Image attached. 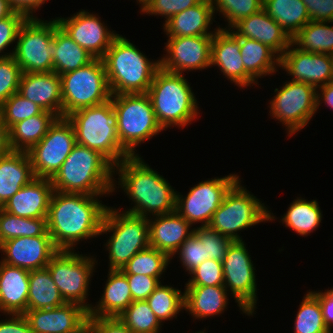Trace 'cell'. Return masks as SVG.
Returning a JSON list of instances; mask_svg holds the SVG:
<instances>
[{
    "label": "cell",
    "mask_w": 333,
    "mask_h": 333,
    "mask_svg": "<svg viewBox=\"0 0 333 333\" xmlns=\"http://www.w3.org/2000/svg\"><path fill=\"white\" fill-rule=\"evenodd\" d=\"M103 195H85L54 191L47 215V229L58 250L76 251L80 241L100 236L108 206Z\"/></svg>",
    "instance_id": "obj_1"
},
{
    "label": "cell",
    "mask_w": 333,
    "mask_h": 333,
    "mask_svg": "<svg viewBox=\"0 0 333 333\" xmlns=\"http://www.w3.org/2000/svg\"><path fill=\"white\" fill-rule=\"evenodd\" d=\"M114 174L119 175V181H116L118 184L114 182L113 192L115 188H121L134 204L124 212L148 218L176 210L177 191L158 171L145 163L141 155L130 156L115 165Z\"/></svg>",
    "instance_id": "obj_2"
},
{
    "label": "cell",
    "mask_w": 333,
    "mask_h": 333,
    "mask_svg": "<svg viewBox=\"0 0 333 333\" xmlns=\"http://www.w3.org/2000/svg\"><path fill=\"white\" fill-rule=\"evenodd\" d=\"M114 166L98 151L75 144L50 179L54 191L85 195L113 193Z\"/></svg>",
    "instance_id": "obj_3"
},
{
    "label": "cell",
    "mask_w": 333,
    "mask_h": 333,
    "mask_svg": "<svg viewBox=\"0 0 333 333\" xmlns=\"http://www.w3.org/2000/svg\"><path fill=\"white\" fill-rule=\"evenodd\" d=\"M111 95L147 93L160 60L150 61L136 45L118 35L102 58Z\"/></svg>",
    "instance_id": "obj_4"
},
{
    "label": "cell",
    "mask_w": 333,
    "mask_h": 333,
    "mask_svg": "<svg viewBox=\"0 0 333 333\" xmlns=\"http://www.w3.org/2000/svg\"><path fill=\"white\" fill-rule=\"evenodd\" d=\"M146 94L163 130L172 126L183 129L200 114L198 101L184 74L160 67Z\"/></svg>",
    "instance_id": "obj_5"
},
{
    "label": "cell",
    "mask_w": 333,
    "mask_h": 333,
    "mask_svg": "<svg viewBox=\"0 0 333 333\" xmlns=\"http://www.w3.org/2000/svg\"><path fill=\"white\" fill-rule=\"evenodd\" d=\"M66 118L73 125L76 143L98 151L113 166L130 157L118 138L117 115L111 99L76 110Z\"/></svg>",
    "instance_id": "obj_6"
},
{
    "label": "cell",
    "mask_w": 333,
    "mask_h": 333,
    "mask_svg": "<svg viewBox=\"0 0 333 333\" xmlns=\"http://www.w3.org/2000/svg\"><path fill=\"white\" fill-rule=\"evenodd\" d=\"M107 232H112L104 244L109 252V269L121 270L136 253L149 246L148 218L121 208L107 207L100 235Z\"/></svg>",
    "instance_id": "obj_7"
},
{
    "label": "cell",
    "mask_w": 333,
    "mask_h": 333,
    "mask_svg": "<svg viewBox=\"0 0 333 333\" xmlns=\"http://www.w3.org/2000/svg\"><path fill=\"white\" fill-rule=\"evenodd\" d=\"M262 201L249 192L239 179L226 193L223 202L213 213L209 227L233 241H243L237 233L277 217Z\"/></svg>",
    "instance_id": "obj_8"
},
{
    "label": "cell",
    "mask_w": 333,
    "mask_h": 333,
    "mask_svg": "<svg viewBox=\"0 0 333 333\" xmlns=\"http://www.w3.org/2000/svg\"><path fill=\"white\" fill-rule=\"evenodd\" d=\"M117 115V133L122 148L130 156H139L135 149L144 141L164 131L157 122L149 96L145 94L111 95Z\"/></svg>",
    "instance_id": "obj_9"
},
{
    "label": "cell",
    "mask_w": 333,
    "mask_h": 333,
    "mask_svg": "<svg viewBox=\"0 0 333 333\" xmlns=\"http://www.w3.org/2000/svg\"><path fill=\"white\" fill-rule=\"evenodd\" d=\"M62 117L85 107L96 106L111 98L106 69L102 59L94 58L87 65L60 75Z\"/></svg>",
    "instance_id": "obj_10"
},
{
    "label": "cell",
    "mask_w": 333,
    "mask_h": 333,
    "mask_svg": "<svg viewBox=\"0 0 333 333\" xmlns=\"http://www.w3.org/2000/svg\"><path fill=\"white\" fill-rule=\"evenodd\" d=\"M58 21L27 18L21 26L13 57L23 73L53 72V39Z\"/></svg>",
    "instance_id": "obj_11"
},
{
    "label": "cell",
    "mask_w": 333,
    "mask_h": 333,
    "mask_svg": "<svg viewBox=\"0 0 333 333\" xmlns=\"http://www.w3.org/2000/svg\"><path fill=\"white\" fill-rule=\"evenodd\" d=\"M97 262L94 256L67 250H59L51 258L46 268L66 303H76L90 310L92 305L86 301Z\"/></svg>",
    "instance_id": "obj_12"
},
{
    "label": "cell",
    "mask_w": 333,
    "mask_h": 333,
    "mask_svg": "<svg viewBox=\"0 0 333 333\" xmlns=\"http://www.w3.org/2000/svg\"><path fill=\"white\" fill-rule=\"evenodd\" d=\"M276 94L269 103L270 116L285 126L288 137L304 129L317 112L316 88L310 84L287 81L275 88Z\"/></svg>",
    "instance_id": "obj_13"
},
{
    "label": "cell",
    "mask_w": 333,
    "mask_h": 333,
    "mask_svg": "<svg viewBox=\"0 0 333 333\" xmlns=\"http://www.w3.org/2000/svg\"><path fill=\"white\" fill-rule=\"evenodd\" d=\"M246 248L245 241H233L228 247L222 261L224 287L228 293L231 292L243 314L254 316L258 300L257 283L255 266Z\"/></svg>",
    "instance_id": "obj_14"
},
{
    "label": "cell",
    "mask_w": 333,
    "mask_h": 333,
    "mask_svg": "<svg viewBox=\"0 0 333 333\" xmlns=\"http://www.w3.org/2000/svg\"><path fill=\"white\" fill-rule=\"evenodd\" d=\"M237 174L215 177L191 187L186 196L176 193V211L191 225L208 226L226 193L240 179Z\"/></svg>",
    "instance_id": "obj_15"
},
{
    "label": "cell",
    "mask_w": 333,
    "mask_h": 333,
    "mask_svg": "<svg viewBox=\"0 0 333 333\" xmlns=\"http://www.w3.org/2000/svg\"><path fill=\"white\" fill-rule=\"evenodd\" d=\"M75 144L73 125L66 117L57 118L47 134L27 152L35 177L51 179Z\"/></svg>",
    "instance_id": "obj_16"
},
{
    "label": "cell",
    "mask_w": 333,
    "mask_h": 333,
    "mask_svg": "<svg viewBox=\"0 0 333 333\" xmlns=\"http://www.w3.org/2000/svg\"><path fill=\"white\" fill-rule=\"evenodd\" d=\"M212 39L213 35L168 37L160 67L180 74L210 68Z\"/></svg>",
    "instance_id": "obj_17"
},
{
    "label": "cell",
    "mask_w": 333,
    "mask_h": 333,
    "mask_svg": "<svg viewBox=\"0 0 333 333\" xmlns=\"http://www.w3.org/2000/svg\"><path fill=\"white\" fill-rule=\"evenodd\" d=\"M58 25L93 58L102 59L119 35L108 29L98 14L80 10L71 17L56 18Z\"/></svg>",
    "instance_id": "obj_18"
},
{
    "label": "cell",
    "mask_w": 333,
    "mask_h": 333,
    "mask_svg": "<svg viewBox=\"0 0 333 333\" xmlns=\"http://www.w3.org/2000/svg\"><path fill=\"white\" fill-rule=\"evenodd\" d=\"M279 68L292 77L291 81L307 83L316 89L333 81L330 54L306 52L293 43L280 56Z\"/></svg>",
    "instance_id": "obj_19"
},
{
    "label": "cell",
    "mask_w": 333,
    "mask_h": 333,
    "mask_svg": "<svg viewBox=\"0 0 333 333\" xmlns=\"http://www.w3.org/2000/svg\"><path fill=\"white\" fill-rule=\"evenodd\" d=\"M211 42L210 67L218 66L223 75L240 89L256 85V81L245 71L240 53V37L220 25Z\"/></svg>",
    "instance_id": "obj_20"
},
{
    "label": "cell",
    "mask_w": 333,
    "mask_h": 333,
    "mask_svg": "<svg viewBox=\"0 0 333 333\" xmlns=\"http://www.w3.org/2000/svg\"><path fill=\"white\" fill-rule=\"evenodd\" d=\"M1 262L28 271L46 268L59 251L51 236L17 237L3 242Z\"/></svg>",
    "instance_id": "obj_21"
},
{
    "label": "cell",
    "mask_w": 333,
    "mask_h": 333,
    "mask_svg": "<svg viewBox=\"0 0 333 333\" xmlns=\"http://www.w3.org/2000/svg\"><path fill=\"white\" fill-rule=\"evenodd\" d=\"M33 333H78L87 325L88 311L76 303L24 313Z\"/></svg>",
    "instance_id": "obj_22"
},
{
    "label": "cell",
    "mask_w": 333,
    "mask_h": 333,
    "mask_svg": "<svg viewBox=\"0 0 333 333\" xmlns=\"http://www.w3.org/2000/svg\"><path fill=\"white\" fill-rule=\"evenodd\" d=\"M230 30L238 37L254 39L267 45L279 57L292 43V38L264 9L239 20Z\"/></svg>",
    "instance_id": "obj_23"
},
{
    "label": "cell",
    "mask_w": 333,
    "mask_h": 333,
    "mask_svg": "<svg viewBox=\"0 0 333 333\" xmlns=\"http://www.w3.org/2000/svg\"><path fill=\"white\" fill-rule=\"evenodd\" d=\"M148 224L149 246L164 252L171 260L175 257L178 248L194 230V228L191 229L192 225L176 210L148 217Z\"/></svg>",
    "instance_id": "obj_24"
},
{
    "label": "cell",
    "mask_w": 333,
    "mask_h": 333,
    "mask_svg": "<svg viewBox=\"0 0 333 333\" xmlns=\"http://www.w3.org/2000/svg\"><path fill=\"white\" fill-rule=\"evenodd\" d=\"M18 93L44 111L62 117L61 78L57 73H22Z\"/></svg>",
    "instance_id": "obj_25"
},
{
    "label": "cell",
    "mask_w": 333,
    "mask_h": 333,
    "mask_svg": "<svg viewBox=\"0 0 333 333\" xmlns=\"http://www.w3.org/2000/svg\"><path fill=\"white\" fill-rule=\"evenodd\" d=\"M54 188L47 178H34L2 207L6 212L25 218H47Z\"/></svg>",
    "instance_id": "obj_26"
},
{
    "label": "cell",
    "mask_w": 333,
    "mask_h": 333,
    "mask_svg": "<svg viewBox=\"0 0 333 333\" xmlns=\"http://www.w3.org/2000/svg\"><path fill=\"white\" fill-rule=\"evenodd\" d=\"M30 271L0 261V312L24 314L28 310Z\"/></svg>",
    "instance_id": "obj_27"
},
{
    "label": "cell",
    "mask_w": 333,
    "mask_h": 333,
    "mask_svg": "<svg viewBox=\"0 0 333 333\" xmlns=\"http://www.w3.org/2000/svg\"><path fill=\"white\" fill-rule=\"evenodd\" d=\"M212 0H202L199 4L179 12L166 21L163 26L167 37L214 35L209 31L214 21Z\"/></svg>",
    "instance_id": "obj_28"
},
{
    "label": "cell",
    "mask_w": 333,
    "mask_h": 333,
    "mask_svg": "<svg viewBox=\"0 0 333 333\" xmlns=\"http://www.w3.org/2000/svg\"><path fill=\"white\" fill-rule=\"evenodd\" d=\"M35 177L27 152L11 151L0 158V208Z\"/></svg>",
    "instance_id": "obj_29"
},
{
    "label": "cell",
    "mask_w": 333,
    "mask_h": 333,
    "mask_svg": "<svg viewBox=\"0 0 333 333\" xmlns=\"http://www.w3.org/2000/svg\"><path fill=\"white\" fill-rule=\"evenodd\" d=\"M108 273L102 296L88 316L118 317L133 302L125 273L117 269H109Z\"/></svg>",
    "instance_id": "obj_30"
},
{
    "label": "cell",
    "mask_w": 333,
    "mask_h": 333,
    "mask_svg": "<svg viewBox=\"0 0 333 333\" xmlns=\"http://www.w3.org/2000/svg\"><path fill=\"white\" fill-rule=\"evenodd\" d=\"M184 310L196 320L224 313L229 296L224 286H185Z\"/></svg>",
    "instance_id": "obj_31"
},
{
    "label": "cell",
    "mask_w": 333,
    "mask_h": 333,
    "mask_svg": "<svg viewBox=\"0 0 333 333\" xmlns=\"http://www.w3.org/2000/svg\"><path fill=\"white\" fill-rule=\"evenodd\" d=\"M240 53L245 71L258 83L259 78L278 72L280 57L267 45L240 37Z\"/></svg>",
    "instance_id": "obj_32"
},
{
    "label": "cell",
    "mask_w": 333,
    "mask_h": 333,
    "mask_svg": "<svg viewBox=\"0 0 333 333\" xmlns=\"http://www.w3.org/2000/svg\"><path fill=\"white\" fill-rule=\"evenodd\" d=\"M58 117L43 111L39 115L19 121L9 128V142L12 151L28 152L46 134Z\"/></svg>",
    "instance_id": "obj_33"
},
{
    "label": "cell",
    "mask_w": 333,
    "mask_h": 333,
    "mask_svg": "<svg viewBox=\"0 0 333 333\" xmlns=\"http://www.w3.org/2000/svg\"><path fill=\"white\" fill-rule=\"evenodd\" d=\"M53 72L58 75L87 65L94 58L58 25L53 39Z\"/></svg>",
    "instance_id": "obj_34"
},
{
    "label": "cell",
    "mask_w": 333,
    "mask_h": 333,
    "mask_svg": "<svg viewBox=\"0 0 333 333\" xmlns=\"http://www.w3.org/2000/svg\"><path fill=\"white\" fill-rule=\"evenodd\" d=\"M263 9L291 38L311 21L301 0H263Z\"/></svg>",
    "instance_id": "obj_35"
},
{
    "label": "cell",
    "mask_w": 333,
    "mask_h": 333,
    "mask_svg": "<svg viewBox=\"0 0 333 333\" xmlns=\"http://www.w3.org/2000/svg\"><path fill=\"white\" fill-rule=\"evenodd\" d=\"M65 303L47 268L30 271L28 310L51 309Z\"/></svg>",
    "instance_id": "obj_36"
},
{
    "label": "cell",
    "mask_w": 333,
    "mask_h": 333,
    "mask_svg": "<svg viewBox=\"0 0 333 333\" xmlns=\"http://www.w3.org/2000/svg\"><path fill=\"white\" fill-rule=\"evenodd\" d=\"M296 198L289 205L286 213L281 216L280 222L298 235L307 236L320 226L323 214L317 200L307 201L301 197Z\"/></svg>",
    "instance_id": "obj_37"
},
{
    "label": "cell",
    "mask_w": 333,
    "mask_h": 333,
    "mask_svg": "<svg viewBox=\"0 0 333 333\" xmlns=\"http://www.w3.org/2000/svg\"><path fill=\"white\" fill-rule=\"evenodd\" d=\"M332 22H308L293 38L292 43L299 49L311 53H333Z\"/></svg>",
    "instance_id": "obj_38"
},
{
    "label": "cell",
    "mask_w": 333,
    "mask_h": 333,
    "mask_svg": "<svg viewBox=\"0 0 333 333\" xmlns=\"http://www.w3.org/2000/svg\"><path fill=\"white\" fill-rule=\"evenodd\" d=\"M24 236H50L47 218L19 217L0 208V245L10 239Z\"/></svg>",
    "instance_id": "obj_39"
},
{
    "label": "cell",
    "mask_w": 333,
    "mask_h": 333,
    "mask_svg": "<svg viewBox=\"0 0 333 333\" xmlns=\"http://www.w3.org/2000/svg\"><path fill=\"white\" fill-rule=\"evenodd\" d=\"M146 301L161 324L165 320L177 319V314L184 310V292L162 283Z\"/></svg>",
    "instance_id": "obj_40"
},
{
    "label": "cell",
    "mask_w": 333,
    "mask_h": 333,
    "mask_svg": "<svg viewBox=\"0 0 333 333\" xmlns=\"http://www.w3.org/2000/svg\"><path fill=\"white\" fill-rule=\"evenodd\" d=\"M170 261L171 258L167 254L148 246L136 253L121 270L125 274L161 277Z\"/></svg>",
    "instance_id": "obj_41"
},
{
    "label": "cell",
    "mask_w": 333,
    "mask_h": 333,
    "mask_svg": "<svg viewBox=\"0 0 333 333\" xmlns=\"http://www.w3.org/2000/svg\"><path fill=\"white\" fill-rule=\"evenodd\" d=\"M294 333H331L324 323L318 298L309 290L299 305Z\"/></svg>",
    "instance_id": "obj_42"
},
{
    "label": "cell",
    "mask_w": 333,
    "mask_h": 333,
    "mask_svg": "<svg viewBox=\"0 0 333 333\" xmlns=\"http://www.w3.org/2000/svg\"><path fill=\"white\" fill-rule=\"evenodd\" d=\"M118 318L133 333H159L160 321L156 318L146 300L133 301Z\"/></svg>",
    "instance_id": "obj_43"
},
{
    "label": "cell",
    "mask_w": 333,
    "mask_h": 333,
    "mask_svg": "<svg viewBox=\"0 0 333 333\" xmlns=\"http://www.w3.org/2000/svg\"><path fill=\"white\" fill-rule=\"evenodd\" d=\"M213 13L219 12L228 26L222 29H230L239 20L263 9V0H212Z\"/></svg>",
    "instance_id": "obj_44"
},
{
    "label": "cell",
    "mask_w": 333,
    "mask_h": 333,
    "mask_svg": "<svg viewBox=\"0 0 333 333\" xmlns=\"http://www.w3.org/2000/svg\"><path fill=\"white\" fill-rule=\"evenodd\" d=\"M43 111L41 107L24 98L18 92L0 106V113L8 128L19 121L39 115Z\"/></svg>",
    "instance_id": "obj_45"
},
{
    "label": "cell",
    "mask_w": 333,
    "mask_h": 333,
    "mask_svg": "<svg viewBox=\"0 0 333 333\" xmlns=\"http://www.w3.org/2000/svg\"><path fill=\"white\" fill-rule=\"evenodd\" d=\"M193 233L205 246L206 260L211 259L221 262L224 260L227 249L233 242L232 239L221 235L209 226H197V228H194Z\"/></svg>",
    "instance_id": "obj_46"
},
{
    "label": "cell",
    "mask_w": 333,
    "mask_h": 333,
    "mask_svg": "<svg viewBox=\"0 0 333 333\" xmlns=\"http://www.w3.org/2000/svg\"><path fill=\"white\" fill-rule=\"evenodd\" d=\"M185 286H224L222 262L207 259L190 273Z\"/></svg>",
    "instance_id": "obj_47"
},
{
    "label": "cell",
    "mask_w": 333,
    "mask_h": 333,
    "mask_svg": "<svg viewBox=\"0 0 333 333\" xmlns=\"http://www.w3.org/2000/svg\"><path fill=\"white\" fill-rule=\"evenodd\" d=\"M22 73L13 56L0 59V106L18 92Z\"/></svg>",
    "instance_id": "obj_48"
},
{
    "label": "cell",
    "mask_w": 333,
    "mask_h": 333,
    "mask_svg": "<svg viewBox=\"0 0 333 333\" xmlns=\"http://www.w3.org/2000/svg\"><path fill=\"white\" fill-rule=\"evenodd\" d=\"M202 0H147L141 8L142 14L160 15L168 21L175 14L199 4Z\"/></svg>",
    "instance_id": "obj_49"
},
{
    "label": "cell",
    "mask_w": 333,
    "mask_h": 333,
    "mask_svg": "<svg viewBox=\"0 0 333 333\" xmlns=\"http://www.w3.org/2000/svg\"><path fill=\"white\" fill-rule=\"evenodd\" d=\"M175 254L179 255L177 257L180 258V263L188 274L206 260L205 246L194 233L187 238Z\"/></svg>",
    "instance_id": "obj_50"
},
{
    "label": "cell",
    "mask_w": 333,
    "mask_h": 333,
    "mask_svg": "<svg viewBox=\"0 0 333 333\" xmlns=\"http://www.w3.org/2000/svg\"><path fill=\"white\" fill-rule=\"evenodd\" d=\"M27 18L25 14L15 11L11 16L0 20V59L13 55V50L8 53L4 50L17 40L19 30Z\"/></svg>",
    "instance_id": "obj_51"
},
{
    "label": "cell",
    "mask_w": 333,
    "mask_h": 333,
    "mask_svg": "<svg viewBox=\"0 0 333 333\" xmlns=\"http://www.w3.org/2000/svg\"><path fill=\"white\" fill-rule=\"evenodd\" d=\"M131 290L133 301L146 300L162 283L161 277H152L138 274H125Z\"/></svg>",
    "instance_id": "obj_52"
},
{
    "label": "cell",
    "mask_w": 333,
    "mask_h": 333,
    "mask_svg": "<svg viewBox=\"0 0 333 333\" xmlns=\"http://www.w3.org/2000/svg\"><path fill=\"white\" fill-rule=\"evenodd\" d=\"M87 325L92 333H133L118 317L88 316Z\"/></svg>",
    "instance_id": "obj_53"
},
{
    "label": "cell",
    "mask_w": 333,
    "mask_h": 333,
    "mask_svg": "<svg viewBox=\"0 0 333 333\" xmlns=\"http://www.w3.org/2000/svg\"><path fill=\"white\" fill-rule=\"evenodd\" d=\"M305 5L310 20L333 23V0H301Z\"/></svg>",
    "instance_id": "obj_54"
},
{
    "label": "cell",
    "mask_w": 333,
    "mask_h": 333,
    "mask_svg": "<svg viewBox=\"0 0 333 333\" xmlns=\"http://www.w3.org/2000/svg\"><path fill=\"white\" fill-rule=\"evenodd\" d=\"M5 320H0V333H33L24 314H6Z\"/></svg>",
    "instance_id": "obj_55"
},
{
    "label": "cell",
    "mask_w": 333,
    "mask_h": 333,
    "mask_svg": "<svg viewBox=\"0 0 333 333\" xmlns=\"http://www.w3.org/2000/svg\"><path fill=\"white\" fill-rule=\"evenodd\" d=\"M319 300L323 320L325 325L327 326L328 330L332 332L333 327V288L330 290L326 289L324 292L321 291H311Z\"/></svg>",
    "instance_id": "obj_56"
},
{
    "label": "cell",
    "mask_w": 333,
    "mask_h": 333,
    "mask_svg": "<svg viewBox=\"0 0 333 333\" xmlns=\"http://www.w3.org/2000/svg\"><path fill=\"white\" fill-rule=\"evenodd\" d=\"M46 1L48 0H8L15 11L25 14L28 18L36 17L33 13H36Z\"/></svg>",
    "instance_id": "obj_57"
},
{
    "label": "cell",
    "mask_w": 333,
    "mask_h": 333,
    "mask_svg": "<svg viewBox=\"0 0 333 333\" xmlns=\"http://www.w3.org/2000/svg\"><path fill=\"white\" fill-rule=\"evenodd\" d=\"M322 103L333 110V81L316 89V110L319 109Z\"/></svg>",
    "instance_id": "obj_58"
},
{
    "label": "cell",
    "mask_w": 333,
    "mask_h": 333,
    "mask_svg": "<svg viewBox=\"0 0 333 333\" xmlns=\"http://www.w3.org/2000/svg\"><path fill=\"white\" fill-rule=\"evenodd\" d=\"M9 142V128L6 126L2 114L0 113V158L11 152Z\"/></svg>",
    "instance_id": "obj_59"
},
{
    "label": "cell",
    "mask_w": 333,
    "mask_h": 333,
    "mask_svg": "<svg viewBox=\"0 0 333 333\" xmlns=\"http://www.w3.org/2000/svg\"><path fill=\"white\" fill-rule=\"evenodd\" d=\"M14 12L8 0H0V20L11 16Z\"/></svg>",
    "instance_id": "obj_60"
},
{
    "label": "cell",
    "mask_w": 333,
    "mask_h": 333,
    "mask_svg": "<svg viewBox=\"0 0 333 333\" xmlns=\"http://www.w3.org/2000/svg\"><path fill=\"white\" fill-rule=\"evenodd\" d=\"M78 333H92L91 329L88 325H86L82 330H80Z\"/></svg>",
    "instance_id": "obj_61"
},
{
    "label": "cell",
    "mask_w": 333,
    "mask_h": 333,
    "mask_svg": "<svg viewBox=\"0 0 333 333\" xmlns=\"http://www.w3.org/2000/svg\"><path fill=\"white\" fill-rule=\"evenodd\" d=\"M147 0H137V3L140 5L141 4V6L146 2Z\"/></svg>",
    "instance_id": "obj_62"
},
{
    "label": "cell",
    "mask_w": 333,
    "mask_h": 333,
    "mask_svg": "<svg viewBox=\"0 0 333 333\" xmlns=\"http://www.w3.org/2000/svg\"><path fill=\"white\" fill-rule=\"evenodd\" d=\"M331 60H332V70H333V53L330 54Z\"/></svg>",
    "instance_id": "obj_63"
},
{
    "label": "cell",
    "mask_w": 333,
    "mask_h": 333,
    "mask_svg": "<svg viewBox=\"0 0 333 333\" xmlns=\"http://www.w3.org/2000/svg\"><path fill=\"white\" fill-rule=\"evenodd\" d=\"M205 331H206V330L204 329L203 331L200 330V331H198L197 333H206Z\"/></svg>",
    "instance_id": "obj_64"
}]
</instances>
